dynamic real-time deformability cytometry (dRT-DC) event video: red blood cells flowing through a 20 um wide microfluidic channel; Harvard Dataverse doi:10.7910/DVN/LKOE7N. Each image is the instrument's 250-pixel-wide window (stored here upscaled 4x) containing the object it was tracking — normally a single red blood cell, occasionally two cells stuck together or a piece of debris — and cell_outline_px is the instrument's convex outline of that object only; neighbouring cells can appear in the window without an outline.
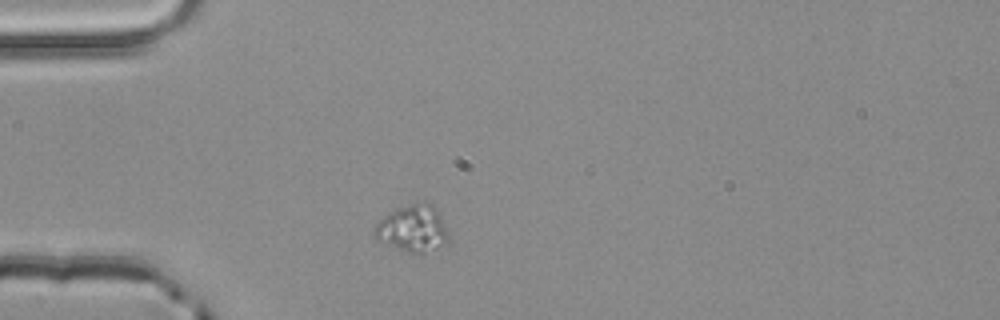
{"species": "common noctule bat (a hibernating species)", "species_latin": "Nyctalus noctula", "temperature_condition": "room temperature", "stored_images_in_passage": 1, "camera_frame_rate_fps": 3000, "um_per_image_px": 0.085, "animal": {"sex": "male", "body_mass_g": 20.4}, "frame": {"image": 1, "passage_image": 1, "time_ms": 0.0, "image_size_px": [1000, 320], "cell_outline_px": [[448, 244], [420, 256], [408, 252], [376, 240], [372, 236], [372, 232], [376, 224], [384, 216], [400, 208], [412, 204], [432, 204], [436, 208], [448, 232]], "centroid_in_image_um": [35.09, 19.5], "position_along_channel_um": 49.9, "area_um2": 20.17}}